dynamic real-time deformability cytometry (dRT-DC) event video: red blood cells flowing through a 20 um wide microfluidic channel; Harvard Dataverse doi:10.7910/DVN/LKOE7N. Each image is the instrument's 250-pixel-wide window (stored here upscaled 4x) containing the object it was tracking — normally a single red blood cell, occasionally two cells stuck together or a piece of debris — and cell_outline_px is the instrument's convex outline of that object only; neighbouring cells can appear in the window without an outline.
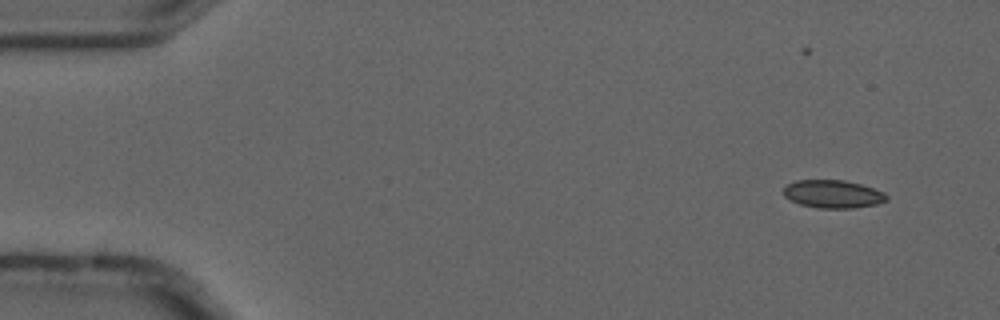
{"species": "common noctule bat (a hibernating species)", "species_latin": "Nyctalus noctula", "temperature_condition": "cold", "stored_images_in_passage": 7, "camera_frame_rate_fps": 3000, "um_per_image_px": 0.085, "animal": {"sex": "male", "forearm_length_mm": 52.5}, "frame": {"image": 1, "passage_image": 3, "time_ms": 0.667, "image_size_px": [1000, 320], "cell_outline_px": [[888, 200], [876, 204], [852, 208], [816, 208], [800, 204], [784, 196], [784, 188], [788, 184], [796, 180], [844, 180], [860, 184], [884, 192], [888, 196]], "centroid_in_image_um": [70.81, 16.49], "position_along_channel_um": 14.2, "area_um2": 16.7}}
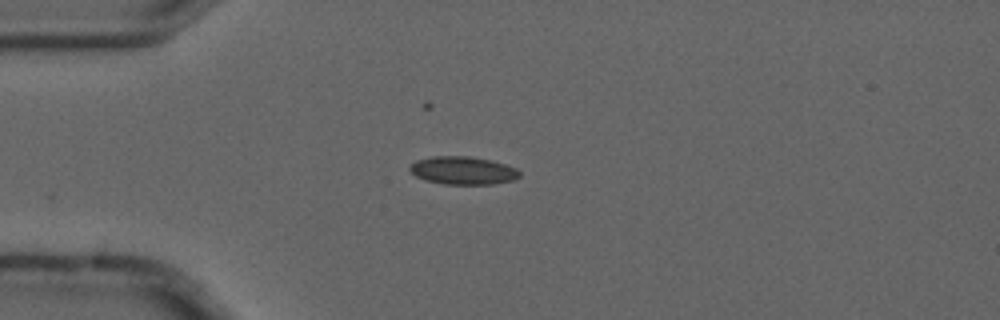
{"frame": {"image": 2, "passage_image": 6, "time_ms": 1.667, "image_size_px": [1000, 320], "cell_outline_px": [[520, 176], [512, 180], [492, 184], [444, 184], [424, 180], [416, 176], [408, 168], [416, 160], [432, 156], [468, 156], [492, 160], [516, 168], [520, 172]], "centroid_in_image_um": [39.34, 14.49], "position_along_channel_um": 45.7, "area_um2": 17.86}}
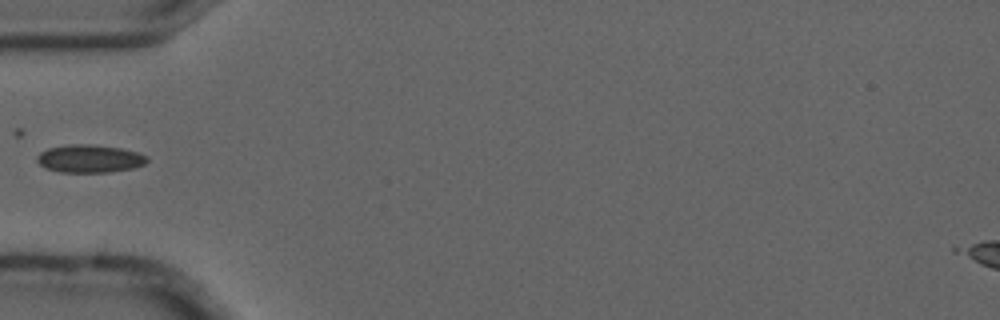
{"frame": {"image": 3, "passage_image": 7, "time_ms": 2.0, "image_size_px": [1000, 320], "cell_outline_px": [[148, 160], [144, 164], [132, 168], [108, 172], [60, 172], [44, 168], [36, 160], [36, 156], [40, 152], [48, 148], [72, 144], [92, 144], [120, 148], [136, 152], [148, 156]], "centroid_in_image_um": [7.59, 13.48], "position_along_channel_um": 77.4, "area_um2": 17.86}}